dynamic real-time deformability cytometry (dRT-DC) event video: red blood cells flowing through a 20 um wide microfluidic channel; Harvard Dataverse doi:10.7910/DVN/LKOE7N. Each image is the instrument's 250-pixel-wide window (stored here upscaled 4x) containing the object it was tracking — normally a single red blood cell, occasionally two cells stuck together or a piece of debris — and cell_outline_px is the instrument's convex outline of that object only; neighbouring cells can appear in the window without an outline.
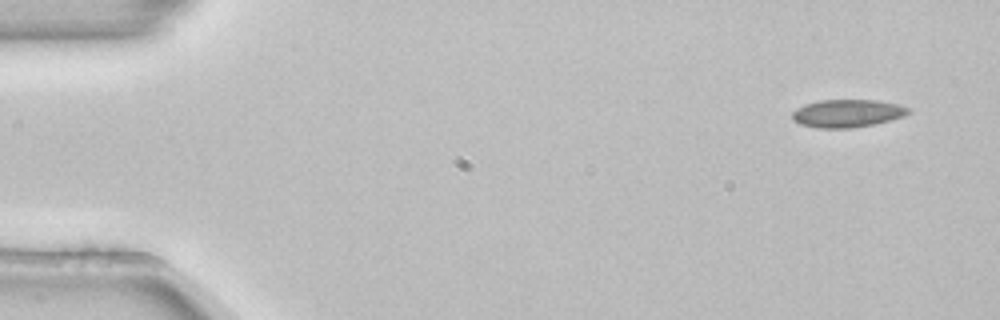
{"species": "common noctule bat (a hibernating species)", "species_latin": "Nyctalus noctula", "temperature_condition": "room temperature", "stored_images_in_passage": 4, "camera_frame_rate_fps": 3000, "um_per_image_px": 0.085, "animal": {"sex": "female", "body_mass_g": 22.7, "forearm_length_mm": 54.2}, "frame": {"image": 1, "passage_image": 1, "time_ms": 0.0, "image_size_px": [1000, 320], "cell_outline_px": [[912, 112], [904, 116], [892, 120], [852, 128], [816, 128], [800, 124], [792, 120], [792, 112], [796, 108], [804, 104], [820, 100], [876, 100], [900, 104], [912, 108]], "centroid_in_image_um": [72.05, 9.63], "position_along_channel_um": 13.0, "area_um2": 19.13}}
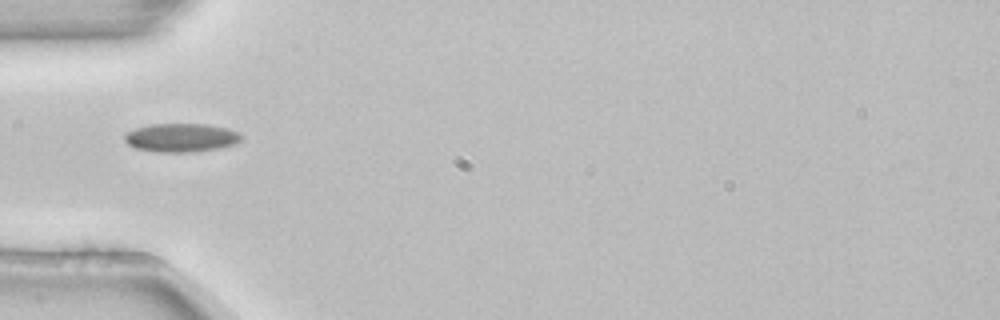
{"frame": {"image": 2, "passage_image": 4, "time_ms": 1.0, "image_size_px": [1000, 320], "cell_outline_px": [[244, 136], [236, 144], [216, 148], [192, 152], [156, 152], [136, 148], [128, 144], [124, 140], [124, 132], [136, 128], [152, 124], [208, 124], [228, 128], [240, 132]], "centroid_in_image_um": [15.41, 11.69], "position_along_channel_um": 69.6, "area_um2": 19.59}}